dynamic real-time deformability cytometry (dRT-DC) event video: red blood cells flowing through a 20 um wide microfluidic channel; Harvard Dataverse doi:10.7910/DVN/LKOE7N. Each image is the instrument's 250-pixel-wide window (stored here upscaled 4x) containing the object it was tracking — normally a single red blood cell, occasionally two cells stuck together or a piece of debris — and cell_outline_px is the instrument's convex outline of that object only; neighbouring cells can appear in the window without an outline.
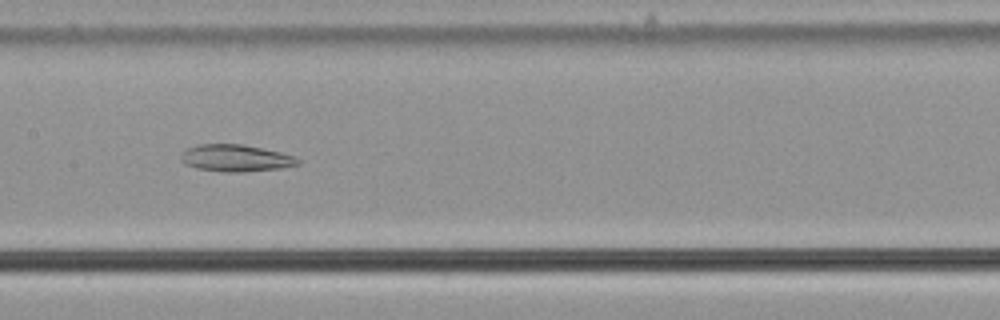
{"species": "common noctule bat (a hibernating species)", "species_latin": "Nyctalus noctula", "temperature_condition": "cold", "stored_images_in_passage": 43, "camera_frame_rate_fps": 3000, "um_per_image_px": 0.085, "animal": {"sex": "male", "body_mass_g": 21.5, "forearm_length_mm": 52.0}, "frame": {"image": 1, "passage_image": 15, "time_ms": 4.667, "image_size_px": [1000, 320], "cell_outline_px": [[300, 164], [284, 168], [244, 172], [224, 172], [196, 168], [184, 164], [180, 160], [180, 156], [188, 148], [196, 144], [240, 144], [280, 152], [296, 156], [300, 160]], "centroid_in_image_um": [20.05, 13.45], "position_along_channel_um": 187.3, "area_um2": 18.5}}
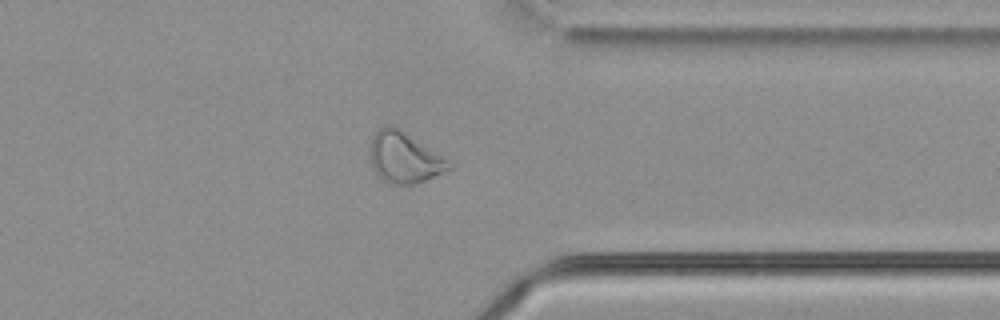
{"frame": {"image": 2, "passage_image": 31, "time_ms": 10.0, "image_size_px": [1000, 320], "cell_outline_px": [[452, 168], [444, 172], [424, 180], [412, 184], [392, 184], [384, 180], [376, 172], [372, 164], [372, 136], [380, 128], [388, 124], [396, 124], [452, 164]], "centroid_in_image_um": [34.37, 13.36], "position_along_channel_um": 377.0, "area_um2": 22.83}}
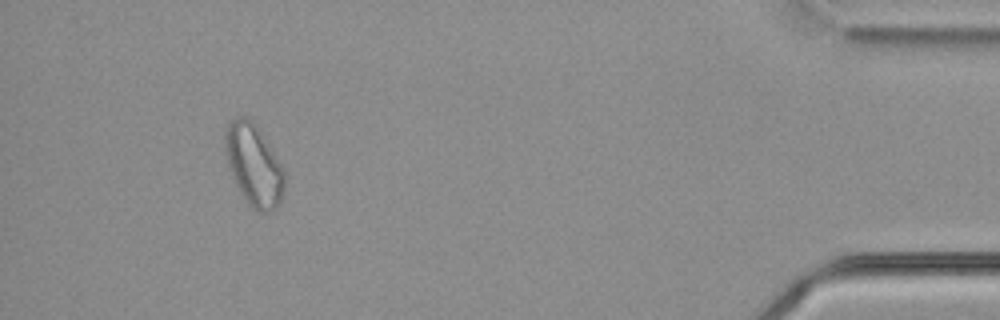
{"frame": {"image": 3, "passage_image": 39, "time_ms": 12.667, "image_size_px": [1000, 320], "cell_outline_px": [[284, 192], [280, 204], [276, 208], [268, 212], [260, 212], [252, 208], [248, 204], [240, 192], [228, 168], [224, 148], [224, 128], [228, 120], [236, 116], [244, 116], [252, 120], [256, 124], [284, 168]], "centroid_in_image_um": [21.54, 13.99], "position_along_channel_um": 413.7, "area_um2": 28.78}}